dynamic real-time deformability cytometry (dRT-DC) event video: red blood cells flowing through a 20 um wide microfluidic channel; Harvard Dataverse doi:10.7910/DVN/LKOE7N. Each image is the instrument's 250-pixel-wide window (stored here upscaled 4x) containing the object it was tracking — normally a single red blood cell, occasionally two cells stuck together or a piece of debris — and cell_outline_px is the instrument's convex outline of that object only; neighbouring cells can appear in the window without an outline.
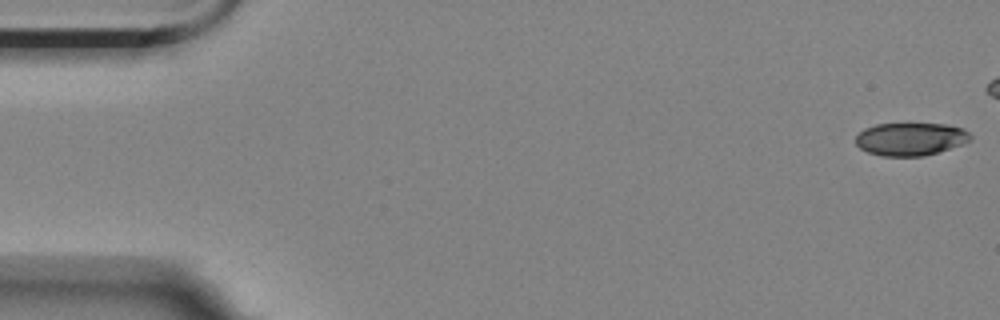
{"species": "Egyptian fruit bat (a non-hibernating species)", "species_latin": "Rousettus aegyptiacus", "temperature_condition": "room temperature", "stored_images_in_passage": 15, "camera_frame_rate_fps": 3000, "um_per_image_px": 0.085, "animal": {"sex": "female"}, "frame": {"image": 1, "passage_image": 1, "time_ms": 0.0, "image_size_px": [1000, 320], "cell_outline_px": [[972, 140], [964, 144], [924, 156], [880, 156], [868, 152], [860, 148], [856, 144], [856, 136], [864, 128], [876, 124], [944, 124], [964, 128], [972, 136]], "centroid_in_image_um": [77.42, 11.82], "position_along_channel_um": 7.6, "area_um2": 22.08}}
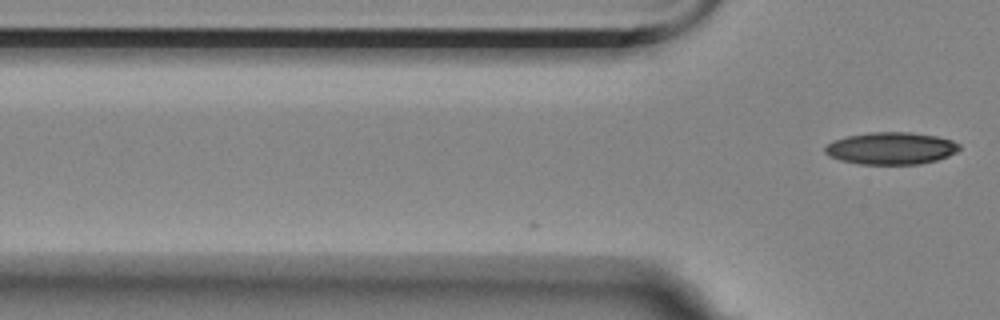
{"frame": {"image": 2, "passage_image": 15, "time_ms": 4.667, "image_size_px": [1000, 320], "cell_outline_px": [[960, 148], [956, 152], [948, 156], [936, 160], [920, 164], [860, 164], [840, 160], [828, 156], [824, 152], [824, 148], [832, 140], [848, 136], [868, 132], [908, 132], [936, 136], [952, 140], [960, 144]], "centroid_in_image_um": [75.72, 12.6], "position_along_channel_um": 50.1, "area_um2": 25.26}}